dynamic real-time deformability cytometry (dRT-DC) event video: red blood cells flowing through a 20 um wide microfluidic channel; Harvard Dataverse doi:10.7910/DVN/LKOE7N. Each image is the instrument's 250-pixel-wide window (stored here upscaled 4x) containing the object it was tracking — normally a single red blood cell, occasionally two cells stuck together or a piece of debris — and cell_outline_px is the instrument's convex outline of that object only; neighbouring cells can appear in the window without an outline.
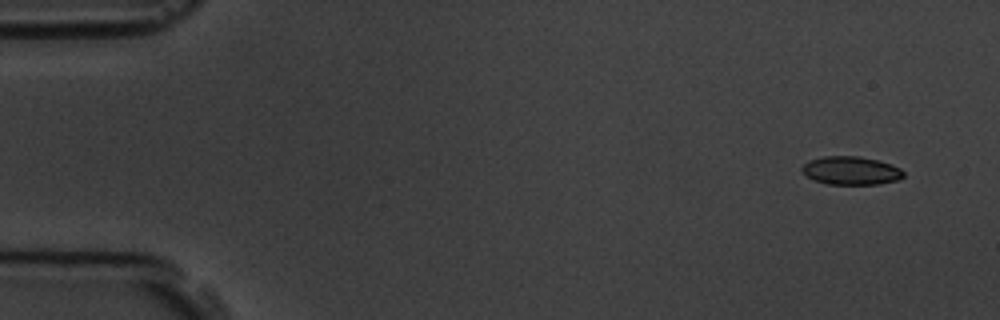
{"species": "common noctule bat (a hibernating species)", "species_latin": "Nyctalus noctula", "temperature_condition": "room temperature", "stored_images_in_passage": 4, "camera_frame_rate_fps": 3000, "um_per_image_px": 0.085, "animal": {"sex": "male", "body_mass_g": 19.5, "forearm_length_mm": 54.6}, "frame": {"image": 1, "passage_image": 1, "time_ms": 0.0, "image_size_px": [1000, 320], "cell_outline_px": [[904, 176], [896, 180], [880, 184], [828, 184], [812, 180], [800, 168], [808, 160], [824, 156], [860, 156], [892, 164], [900, 168], [904, 172]], "centroid_in_image_um": [72.33, 14.5], "position_along_channel_um": 12.7, "area_um2": 16.76}}
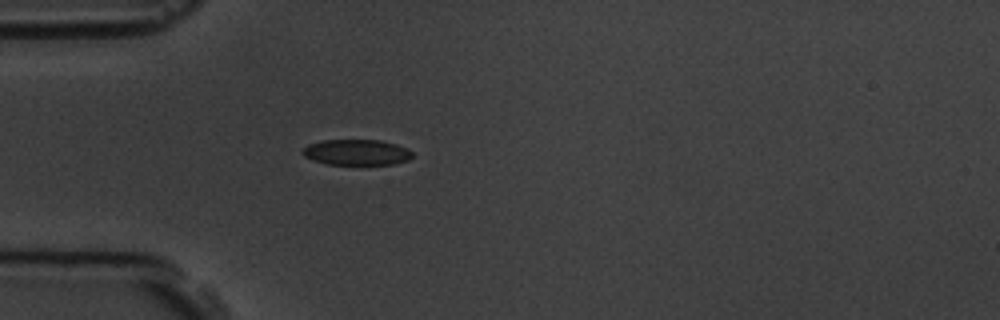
{"frame": {"image": 2, "passage_image": 4, "time_ms": 4.333, "image_size_px": [1000, 320], "cell_outline_px": [[412, 156], [408, 160], [392, 164], [328, 164], [312, 160], [304, 156], [300, 152], [308, 144], [324, 140], [380, 140], [396, 144], [408, 148], [412, 152]], "centroid_in_image_um": [30.3, 12.94], "position_along_channel_um": 54.7, "area_um2": 16.42}}